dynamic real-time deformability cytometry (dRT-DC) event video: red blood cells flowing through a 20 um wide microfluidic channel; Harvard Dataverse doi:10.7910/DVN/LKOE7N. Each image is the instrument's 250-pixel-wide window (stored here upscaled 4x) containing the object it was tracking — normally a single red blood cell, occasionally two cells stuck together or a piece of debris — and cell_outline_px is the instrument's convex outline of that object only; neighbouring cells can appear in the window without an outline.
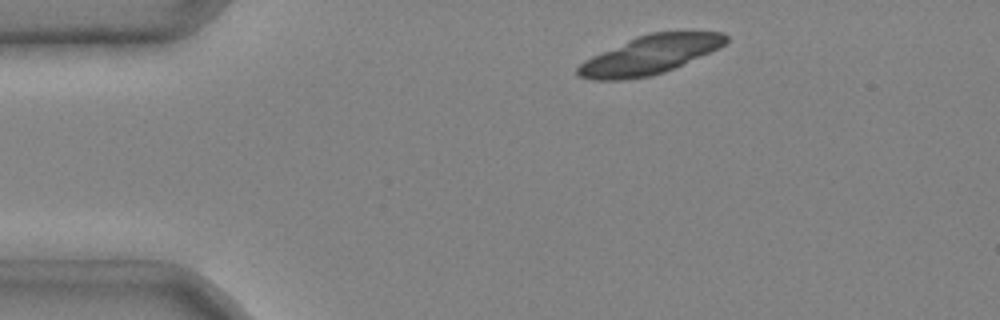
{"species": "common noctule bat (a hibernating species)", "species_latin": "Nyctalus noctula", "temperature_condition": "cold", "stored_images_in_passage": 2, "camera_frame_rate_fps": 3000, "um_per_image_px": 0.085, "animal": {"sex": "male", "body_mass_g": 20.4}, "frame": {"image": 1, "passage_image": 1, "time_ms": 0.0, "image_size_px": [1000, 320], "cell_outline_px": [[728, 40], [720, 48], [664, 72], [648, 76], [624, 80], [592, 80], [580, 76], [576, 72], [576, 68], [584, 60], [592, 56], [636, 36], [652, 32], [724, 32], [728, 36]], "centroid_in_image_um": [55.23, 4.66], "position_along_channel_um": 29.8, "area_um2": 33.06}}